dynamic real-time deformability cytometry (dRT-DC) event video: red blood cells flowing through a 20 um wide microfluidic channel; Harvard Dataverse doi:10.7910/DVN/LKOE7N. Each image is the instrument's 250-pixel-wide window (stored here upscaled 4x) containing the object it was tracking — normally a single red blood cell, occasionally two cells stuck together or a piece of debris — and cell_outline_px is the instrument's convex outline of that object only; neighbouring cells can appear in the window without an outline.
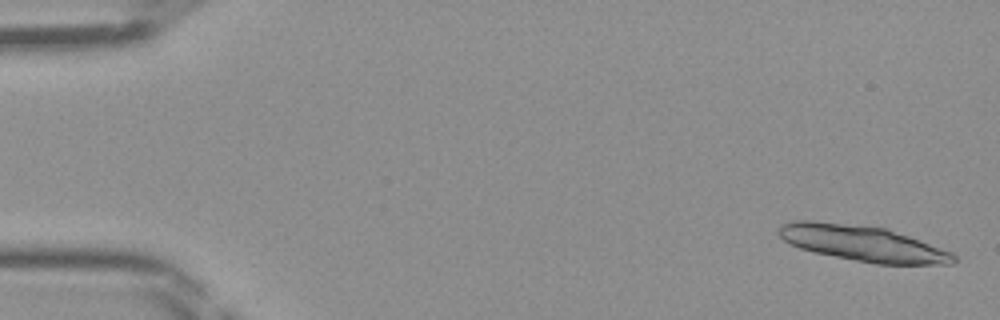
{"species": "Egyptian fruit bat (a non-hibernating species)", "species_latin": "Rousettus aegyptiacus", "temperature_condition": "room temperature", "stored_images_in_passage": 25, "camera_frame_rate_fps": 3000, "um_per_image_px": 0.085, "frame": {"image": 1, "passage_image": 2, "time_ms": 0.333, "image_size_px": [1000, 320], "cell_outline_px": [[956, 260], [952, 264], [876, 264], [816, 252], [800, 248], [788, 244], [780, 236], [780, 224], [792, 220], [812, 220], [888, 228], [952, 252], [956, 256]], "centroid_in_image_um": [73.33, 20.68], "position_along_channel_um": 11.7, "area_um2": 36.13}}
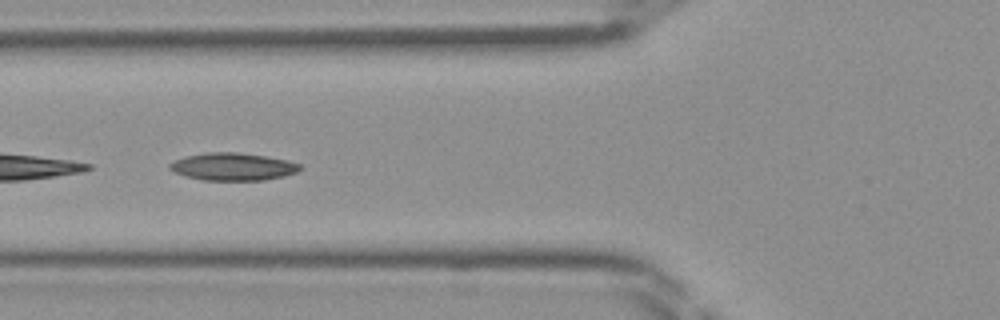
{"frame": {"image": 2, "passage_image": 18, "time_ms": 5.667, "image_size_px": [1000, 320], "cell_outline_px": [[304, 168], [296, 172], [284, 176], [264, 180], [204, 180], [184, 176], [168, 168], [168, 164], [172, 160], [184, 156], [208, 152], [240, 152], [288, 160], [300, 164]], "centroid_in_image_um": [19.78, 14.16], "position_along_channel_um": 106.0, "area_um2": 21.1}}
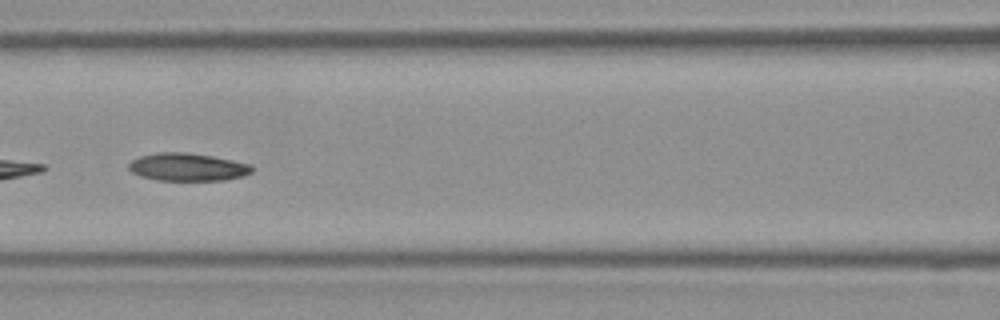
{"frame": {"image": 3, "passage_image": 21, "time_ms": 6.667, "image_size_px": [1000, 320], "cell_outline_px": [[252, 172], [244, 176], [224, 180], [156, 180], [140, 176], [132, 172], [128, 168], [128, 164], [132, 160], [140, 156], [156, 152], [184, 152], [212, 156], [252, 164]], "centroid_in_image_um": [15.93, 14.2], "position_along_channel_um": 150.7, "area_um2": 20.0}}